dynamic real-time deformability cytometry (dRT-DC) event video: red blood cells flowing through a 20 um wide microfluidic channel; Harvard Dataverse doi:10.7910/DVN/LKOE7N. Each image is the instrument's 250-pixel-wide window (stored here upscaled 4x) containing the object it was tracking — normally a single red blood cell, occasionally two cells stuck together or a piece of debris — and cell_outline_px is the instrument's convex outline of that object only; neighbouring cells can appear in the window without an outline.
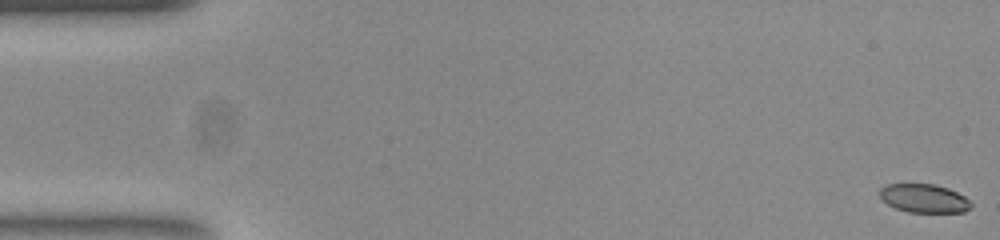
{"species": "common noctule bat (a hibernating species)", "species_latin": "Nyctalus noctula", "temperature_condition": "room temperature", "stored_images_in_passage": 55, "camera_frame_rate_fps": 3000, "um_per_image_px": 0.085, "animal": {"sex": "female", "body_mass_g": 23.0, "forearm_length_mm": 53.4}, "frame": {"image": 1, "passage_image": 1, "time_ms": 0.0, "image_size_px": [1000, 240], "cell_outline_px": [[972, 208], [964, 212], [908, 212], [896, 208], [888, 204], [880, 196], [880, 188], [888, 184], [932, 184], [948, 188], [964, 196], [972, 204]], "centroid_in_image_um": [78.56, 16.86], "position_along_channel_um": 6.4, "area_um2": 15.09}}
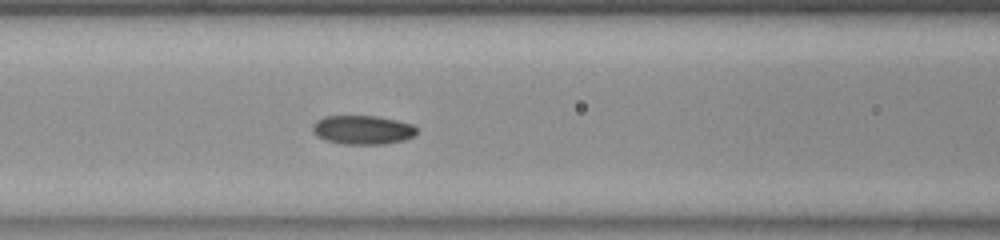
{"frame": {"image": 2, "passage_image": 23, "time_ms": 7.333, "image_size_px": [1000, 240], "cell_outline_px": [[416, 132], [412, 136], [404, 140], [384, 144], [344, 144], [328, 140], [312, 132], [312, 124], [316, 120], [324, 116], [376, 116], [396, 120], [412, 124], [416, 128]], "centroid_in_image_um": [30.81, 11.03], "position_along_channel_um": 135.8, "area_um2": 17.4}}
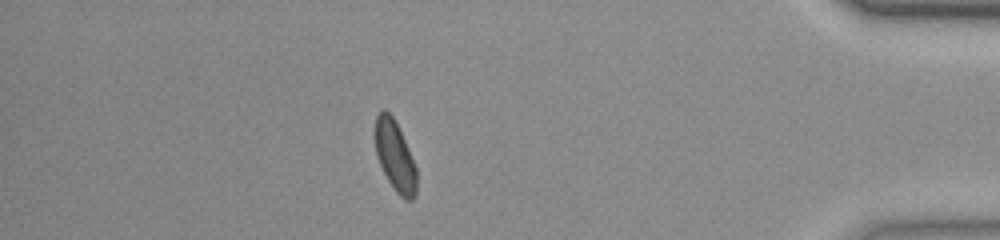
{"frame": {"image": 3, "passage_image": 48, "time_ms": 15.667, "image_size_px": [1000, 240], "cell_outline_px": [[416, 196], [412, 200], [404, 200], [396, 192], [388, 180], [376, 156], [372, 132], [376, 116], [384, 108], [392, 116], [408, 148], [416, 168]], "centroid_in_image_um": [33.53, 13.25], "position_along_channel_um": 401.7, "area_um2": 17.17}, "authors_computed_cell_mechanics": {"area_um2": 17.2822, "velocity_mm_per_s": 3.7418, "shape_relaxation_time_tau1_ms": 6.6754, "shape_relaxation_time_tau2_ms": 3.0524, "deformation_change_tau1": 0.169, "deformation_change_tau2": 0.0727}}